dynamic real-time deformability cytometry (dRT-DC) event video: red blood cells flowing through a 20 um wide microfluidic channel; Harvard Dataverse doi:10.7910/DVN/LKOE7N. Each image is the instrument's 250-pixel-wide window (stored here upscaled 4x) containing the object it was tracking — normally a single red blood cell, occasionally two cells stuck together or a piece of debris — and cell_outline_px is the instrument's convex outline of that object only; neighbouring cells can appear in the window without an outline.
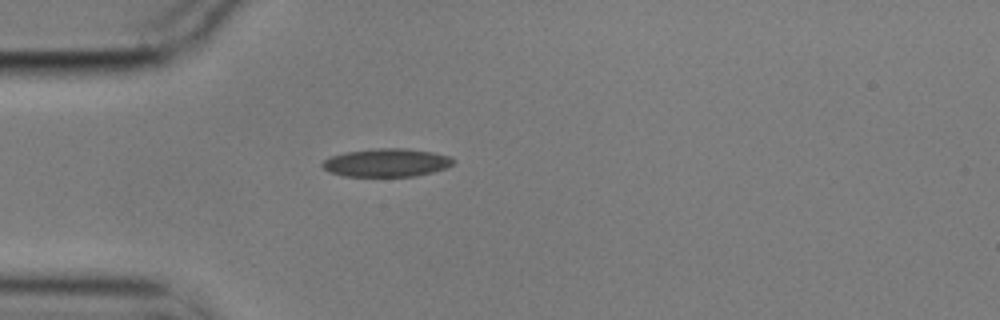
{"species": "common noctule bat (a hibernating species)", "species_latin": "Nyctalus noctula", "temperature_condition": "cold", "stored_images_in_passage": 5, "camera_frame_rate_fps": 3000, "um_per_image_px": 0.085, "animal": {"sex": "male", "body_mass_g": 17.9}, "frame": {"image": 1, "passage_image": 5, "time_ms": 1.333, "image_size_px": [1000, 320], "cell_outline_px": [[456, 160], [448, 168], [416, 176], [344, 176], [328, 172], [320, 164], [328, 156], [344, 152], [372, 148], [408, 148], [432, 152], [452, 156]], "centroid_in_image_um": [32.86, 13.81], "position_along_channel_um": 52.1, "area_um2": 21.91}}